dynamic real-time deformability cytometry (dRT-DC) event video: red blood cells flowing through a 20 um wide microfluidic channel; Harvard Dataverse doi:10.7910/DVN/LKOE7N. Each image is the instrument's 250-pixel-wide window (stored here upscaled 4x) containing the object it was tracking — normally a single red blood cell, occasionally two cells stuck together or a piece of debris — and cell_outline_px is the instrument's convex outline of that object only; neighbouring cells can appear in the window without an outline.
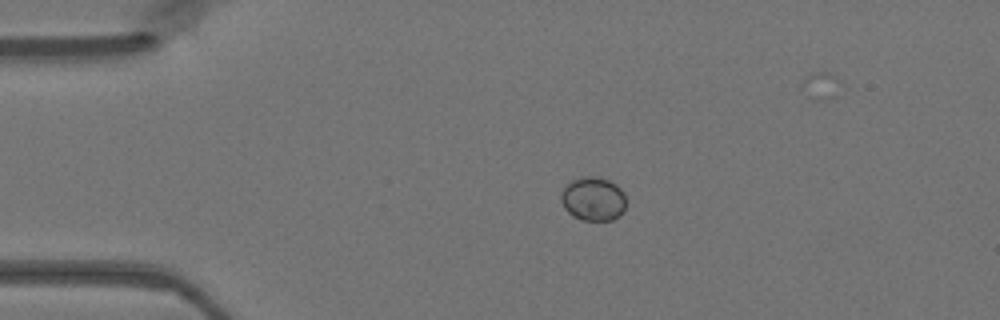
{"species": "Egyptian fruit bat (a non-hibernating species)", "species_latin": "Rousettus aegyptiacus", "temperature_condition": "warm", "stored_images_in_passage": 17, "camera_frame_rate_fps": 3000, "um_per_image_px": 0.085, "animal": {"sex": "female"}, "frame": {"image": 1, "passage_image": 1, "time_ms": 0.0, "image_size_px": [1000, 320], "cell_outline_px": [[624, 212], [620, 216], [612, 220], [580, 220], [572, 216], [564, 208], [560, 200], [560, 196], [564, 188], [572, 180], [584, 176], [592, 176], [608, 180], [616, 184], [624, 192]], "centroid_in_image_um": [50.41, 16.92], "position_along_channel_um": 34.6, "area_um2": 16.65}}
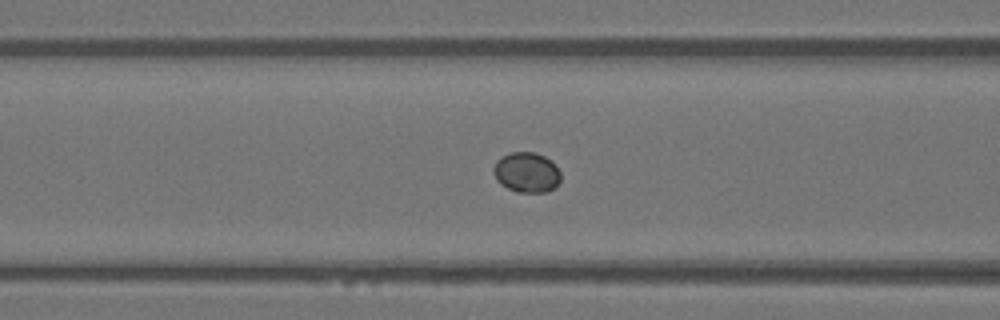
{"frame": {"image": 2, "passage_image": 10, "time_ms": 3.0, "image_size_px": [1000, 320], "cell_outline_px": [[560, 180], [552, 188], [544, 192], [516, 192], [500, 184], [496, 180], [492, 172], [492, 168], [496, 160], [508, 152], [536, 152], [552, 160], [556, 164], [560, 172]], "centroid_in_image_um": [44.73, 14.63], "position_along_channel_um": 121.9, "area_um2": 15.95}}
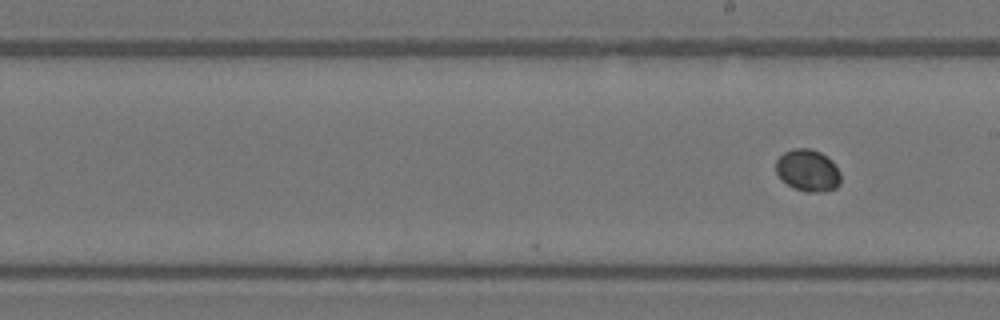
{"frame": {"image": 3, "passage_image": 17, "time_ms": 5.333, "image_size_px": [1000, 320], "cell_outline_px": [[840, 184], [836, 188], [824, 192], [808, 192], [796, 188], [788, 184], [776, 172], [776, 160], [784, 152], [792, 148], [808, 148], [820, 152], [832, 160], [840, 172]], "centroid_in_image_um": [68.69, 14.48], "position_along_channel_um": 220.3, "area_um2": 15.78}}